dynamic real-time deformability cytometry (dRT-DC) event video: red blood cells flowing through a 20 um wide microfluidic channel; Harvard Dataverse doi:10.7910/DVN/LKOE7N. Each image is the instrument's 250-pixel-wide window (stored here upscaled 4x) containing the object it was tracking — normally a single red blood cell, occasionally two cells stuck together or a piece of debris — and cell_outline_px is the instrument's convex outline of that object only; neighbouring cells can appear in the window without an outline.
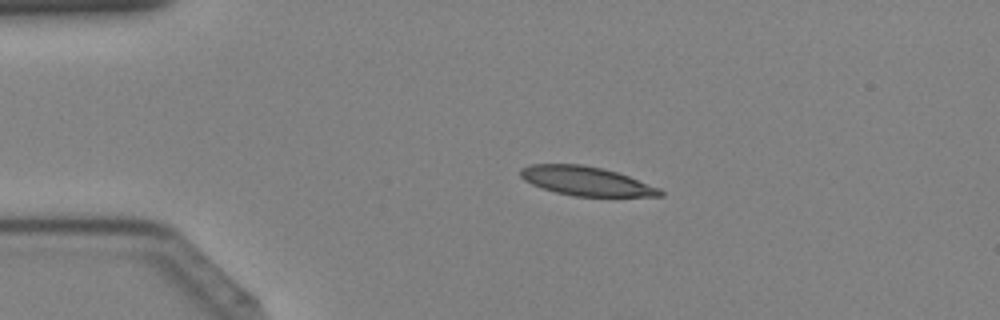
{"species": "Egyptian fruit bat (a non-hibernating species)", "species_latin": "Rousettus aegyptiacus", "temperature_condition": "cold", "stored_images_in_passage": 43, "camera_frame_rate_fps": 3000, "um_per_image_px": 0.085, "animal": {"sex": "female"}, "frame": {"image": 1, "passage_image": 9, "time_ms": 2.667, "image_size_px": [1000, 320], "cell_outline_px": [[664, 196], [576, 196], [556, 192], [532, 184], [524, 180], [520, 176], [520, 168], [528, 164], [580, 164], [600, 168], [616, 172], [628, 176], [660, 188], [664, 192]], "centroid_in_image_um": [49.81, 15.38], "position_along_channel_um": 35.2, "area_um2": 23.41}}
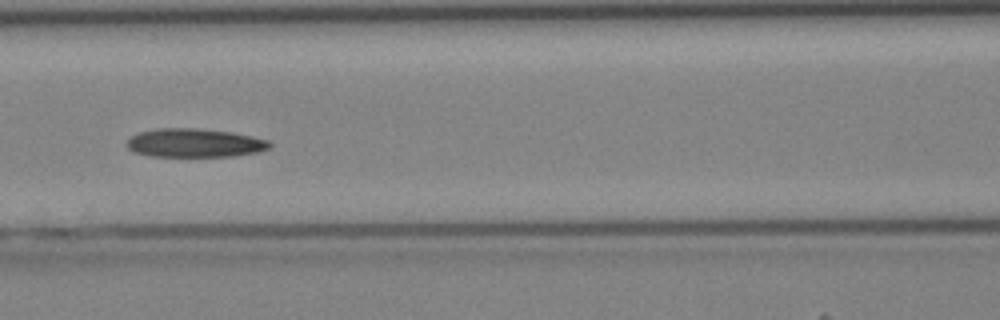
{"frame": {"image": 2, "passage_image": 19, "time_ms": 6.0, "image_size_px": [1000, 320], "cell_outline_px": [[272, 148], [256, 152], [232, 156], [152, 156], [132, 152], [128, 148], [128, 140], [136, 132], [156, 128], [196, 128], [232, 132], [252, 136], [268, 140], [272, 144]], "centroid_in_image_um": [16.54, 12.14], "position_along_channel_um": 150.1, "area_um2": 23.93}}
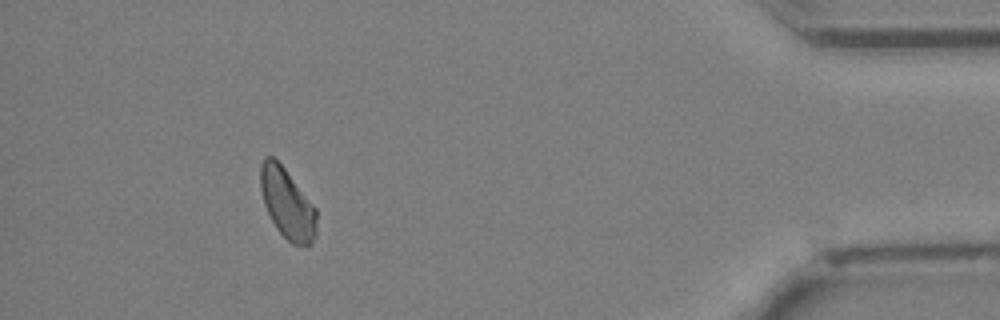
{"frame": {"image": 3, "passage_image": 39, "time_ms": 12.667, "image_size_px": [1000, 320], "cell_outline_px": [[316, 236], [312, 244], [308, 248], [292, 244], [276, 228], [264, 204], [260, 188], [260, 164], [264, 156], [272, 156], [284, 168], [316, 208]], "centroid_in_image_um": [24.42, 17.34], "position_along_channel_um": 410.8, "area_um2": 23.0}}